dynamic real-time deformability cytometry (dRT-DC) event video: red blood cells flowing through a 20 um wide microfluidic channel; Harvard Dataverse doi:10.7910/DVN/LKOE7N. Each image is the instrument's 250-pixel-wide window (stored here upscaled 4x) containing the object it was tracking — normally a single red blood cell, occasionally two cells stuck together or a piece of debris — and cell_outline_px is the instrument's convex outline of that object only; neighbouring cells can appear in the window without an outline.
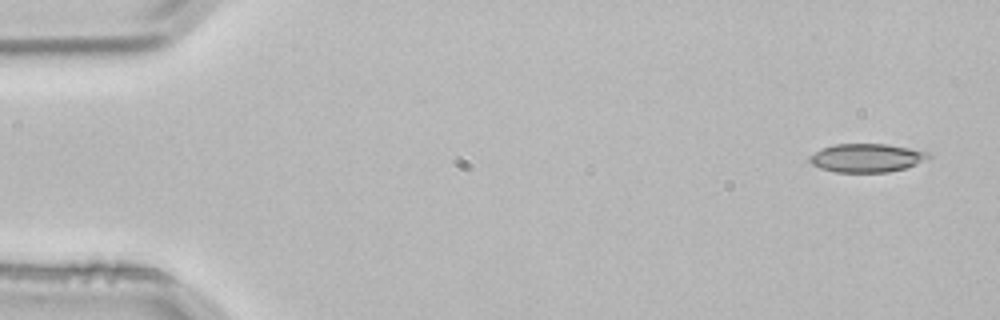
{"species": "common noctule bat (a hibernating species)", "species_latin": "Nyctalus noctula", "temperature_condition": "room temperature", "stored_images_in_passage": 4, "camera_frame_rate_fps": 3000, "um_per_image_px": 0.085, "animal": {"sex": "male", "body_mass_g": 21.5, "forearm_length_mm": 52.0}, "frame": {"image": 1, "passage_image": 1, "time_ms": 0.0, "image_size_px": [1000, 320], "cell_outline_px": [[932, 156], [916, 164], [904, 168], [888, 172], [836, 172], [820, 168], [812, 164], [808, 160], [808, 156], [820, 148], [832, 144], [888, 144], [928, 152]], "centroid_in_image_um": [73.61, 13.41], "position_along_channel_um": 11.4, "area_um2": 19.77}}
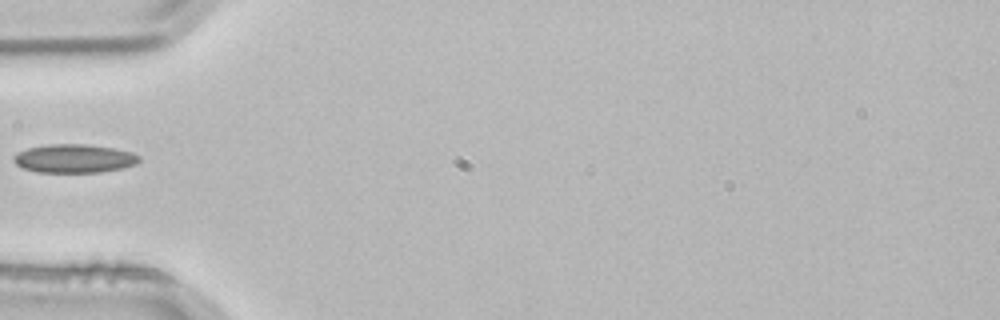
{"frame": {"image": 2, "passage_image": 4, "time_ms": 1.0, "image_size_px": [1000, 320], "cell_outline_px": [[140, 160], [136, 164], [124, 168], [100, 172], [36, 172], [24, 168], [16, 164], [12, 160], [12, 156], [28, 148], [48, 144], [84, 144], [116, 148], [132, 152], [140, 156]], "centroid_in_image_um": [6.33, 13.47], "position_along_channel_um": 78.7, "area_um2": 20.98}}